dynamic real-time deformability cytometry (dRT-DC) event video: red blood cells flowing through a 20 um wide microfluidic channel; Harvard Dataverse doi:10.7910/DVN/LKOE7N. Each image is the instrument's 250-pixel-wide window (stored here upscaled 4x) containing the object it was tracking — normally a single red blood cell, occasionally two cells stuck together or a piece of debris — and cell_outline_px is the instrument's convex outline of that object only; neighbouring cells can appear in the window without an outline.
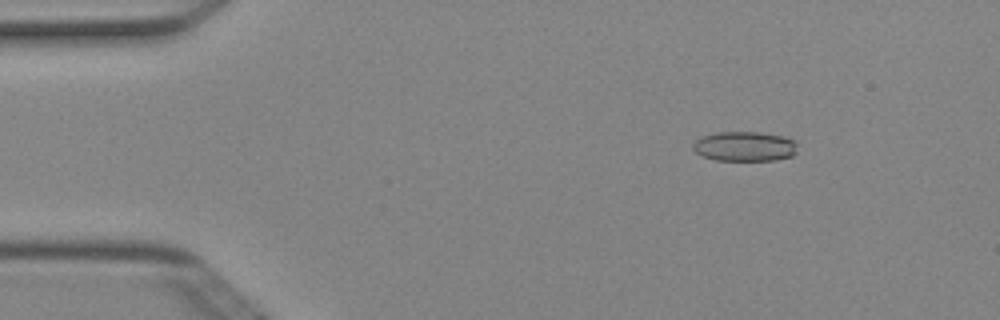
{"species": "Egyptian fruit bat (a non-hibernating species)", "species_latin": "Rousettus aegyptiacus", "temperature_condition": "cold", "stored_images_in_passage": 4, "camera_frame_rate_fps": 3000, "um_per_image_px": 0.085, "animal": {"sex": "female"}, "frame": {"image": 1, "passage_image": 2, "time_ms": 0.333, "image_size_px": [1000, 320], "cell_outline_px": [[796, 152], [792, 156], [772, 160], [716, 160], [704, 156], [696, 152], [692, 148], [692, 144], [696, 140], [704, 136], [720, 132], [760, 132], [784, 136], [796, 140]], "centroid_in_image_um": [63.33, 12.43], "position_along_channel_um": 21.7, "area_um2": 18.03}}